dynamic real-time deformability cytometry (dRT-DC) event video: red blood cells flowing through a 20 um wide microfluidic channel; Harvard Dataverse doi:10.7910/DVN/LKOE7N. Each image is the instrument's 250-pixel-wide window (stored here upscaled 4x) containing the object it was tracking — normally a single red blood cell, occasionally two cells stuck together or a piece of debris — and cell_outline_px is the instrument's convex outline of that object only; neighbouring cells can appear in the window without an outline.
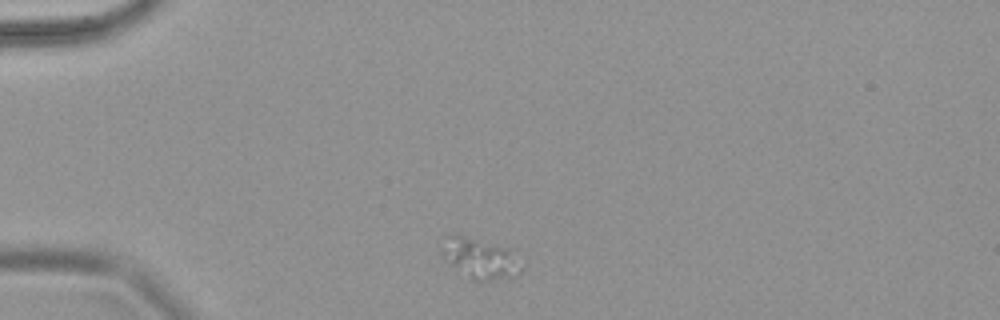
{"species": "common noctule bat (a hibernating species)", "species_latin": "Nyctalus noctula", "temperature_condition": "warm", "stored_images_in_passage": 5, "camera_frame_rate_fps": 3000, "um_per_image_px": 0.085, "animal": {"sex": "female", "body_mass_g": 18.4}, "frame": {"image": 1, "passage_image": 1, "time_ms": 0.0, "image_size_px": [1000, 320], "cell_outline_px": [[524, 268], [516, 276], [488, 280], [468, 280], [444, 256], [440, 248], [444, 236], [452, 232], [456, 232], [508, 248], [524, 264]], "centroid_in_image_um": [40.79, 21.92], "position_along_channel_um": 44.2, "area_um2": 19.19}}